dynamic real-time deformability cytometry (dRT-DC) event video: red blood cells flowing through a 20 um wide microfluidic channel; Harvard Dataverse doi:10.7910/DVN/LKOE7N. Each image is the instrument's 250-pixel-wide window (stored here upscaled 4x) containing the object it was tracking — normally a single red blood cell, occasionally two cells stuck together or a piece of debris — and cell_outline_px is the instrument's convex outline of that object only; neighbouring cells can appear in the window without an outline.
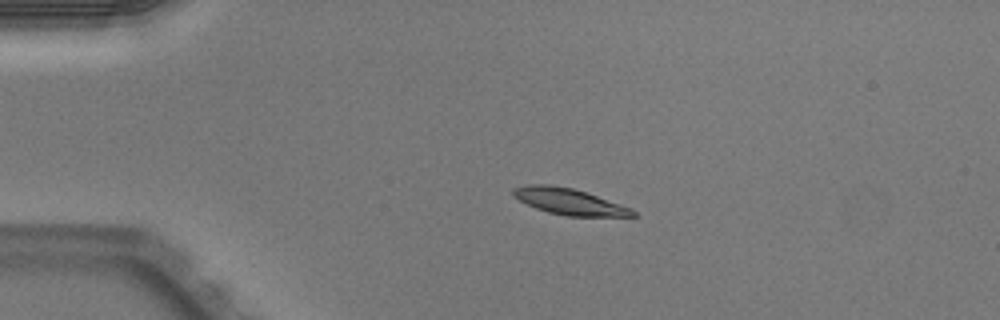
{"species": "Egyptian fruit bat (a non-hibernating species)", "species_latin": "Rousettus aegyptiacus", "temperature_condition": "warm", "stored_images_in_passage": 47, "camera_frame_rate_fps": 3000, "um_per_image_px": 0.085, "animal": {"sex": "male"}, "frame": {"image": 1, "passage_image": 9, "time_ms": 2.667, "image_size_px": [1000, 320], "cell_outline_px": [[636, 216], [564, 216], [548, 212], [536, 208], [512, 196], [512, 188], [528, 184], [548, 184], [572, 188], [632, 208], [636, 212]], "centroid_in_image_um": [48.35, 17.13], "position_along_channel_um": 36.7, "area_um2": 18.09}}
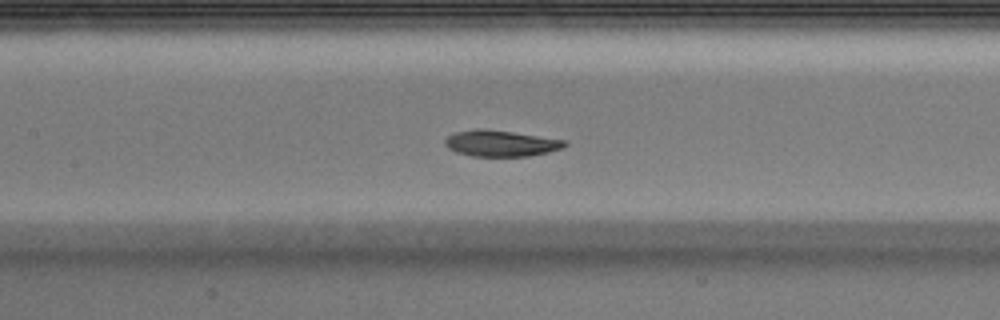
{"frame": {"image": 2, "passage_image": 22, "time_ms": 7.0, "image_size_px": [1000, 320], "cell_outline_px": [[568, 144], [564, 148], [548, 152], [528, 156], [472, 156], [456, 152], [448, 148], [444, 144], [444, 140], [448, 136], [456, 132], [476, 128], [484, 128], [512, 132], [564, 140]], "centroid_in_image_um": [42.54, 12.18], "position_along_channel_um": 164.9, "area_um2": 18.21}}
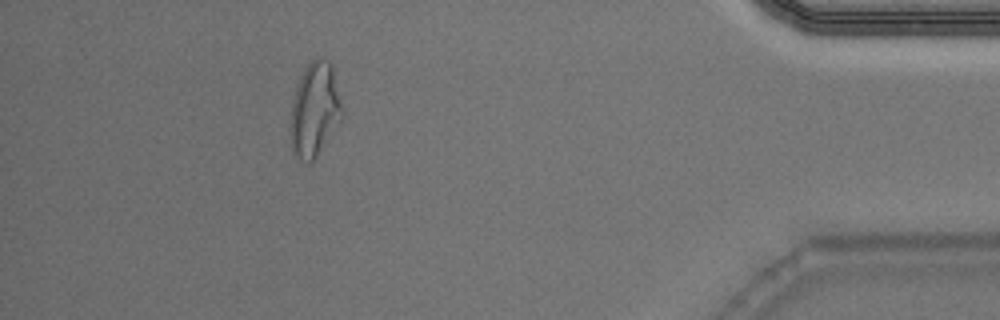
{"frame": {"image": 3, "passage_image": 42, "time_ms": 13.667, "image_size_px": [1000, 320], "cell_outline_px": [[344, 112], [316, 156], [312, 160], [300, 160], [292, 156], [288, 132], [288, 128], [292, 104], [296, 88], [300, 76], [304, 68], [316, 56], [324, 56], [332, 64]], "centroid_in_image_um": [26.7, 9.28], "position_along_channel_um": 408.5, "area_um2": 28.55}, "authors_computed_cell_mechanics": {"area_um2": 18.4382, "velocity_mm_per_s": 3.9461, "shape_relaxation_time_tau1_ms": 2.2234, "shape_relaxation_time_tau2_ms": null, "deformation_change_tau1": 0.1083, "deformation_change_tau2": null}}